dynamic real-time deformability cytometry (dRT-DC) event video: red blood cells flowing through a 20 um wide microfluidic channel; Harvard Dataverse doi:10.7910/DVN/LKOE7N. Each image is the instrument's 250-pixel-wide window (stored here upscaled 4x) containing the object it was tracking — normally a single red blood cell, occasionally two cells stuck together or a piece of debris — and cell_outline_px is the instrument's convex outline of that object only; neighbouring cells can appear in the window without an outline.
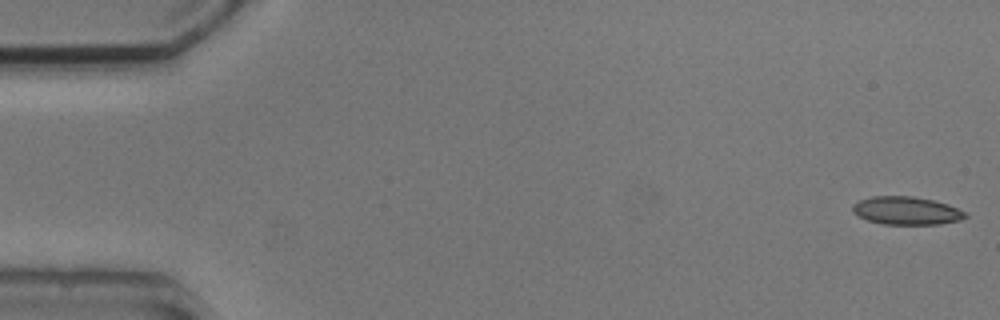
{"species": "common noctule bat (a hibernating species)", "species_latin": "Nyctalus noctula", "temperature_condition": "cold", "stored_images_in_passage": 5, "camera_frame_rate_fps": 3000, "um_per_image_px": 0.085, "animal": {"sex": "male", "body_mass_g": 20.5, "forearm_length_mm": 52.5}, "frame": {"image": 1, "passage_image": 1, "time_ms": 0.0, "image_size_px": [1000, 320], "cell_outline_px": [[968, 216], [960, 220], [940, 224], [884, 224], [868, 220], [852, 212], [852, 204], [860, 200], [872, 196], [912, 196], [932, 200], [948, 204], [964, 212]], "centroid_in_image_um": [77.03, 17.9], "position_along_channel_um": 8.0, "area_um2": 18.26}}